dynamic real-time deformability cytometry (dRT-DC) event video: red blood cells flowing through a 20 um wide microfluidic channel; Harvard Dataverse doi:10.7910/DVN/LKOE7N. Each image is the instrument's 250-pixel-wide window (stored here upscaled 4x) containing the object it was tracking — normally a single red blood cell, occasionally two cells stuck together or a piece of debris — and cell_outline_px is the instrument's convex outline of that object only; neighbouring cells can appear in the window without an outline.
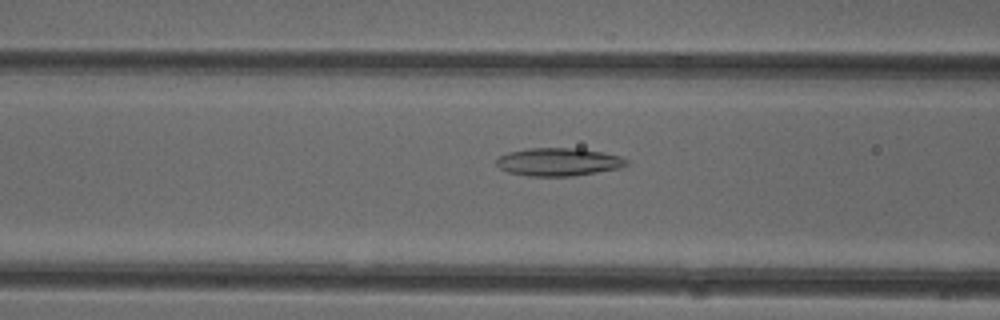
{"species": "common noctule bat (a hibernating species)", "species_latin": "Nyctalus noctula", "temperature_condition": "cold", "stored_images_in_passage": 48, "camera_frame_rate_fps": 3000, "um_per_image_px": 0.085, "animal": {"sex": "female"}, "frame": {"image": 1, "passage_image": 20, "time_ms": 6.333, "image_size_px": [1000, 320], "cell_outline_px": [[628, 164], [620, 168], [572, 176], [528, 176], [508, 172], [500, 168], [496, 164], [496, 160], [500, 156], [508, 152], [528, 148], [580, 148], [604, 152], [620, 156], [628, 160]], "centroid_in_image_um": [47.48, 13.75], "position_along_channel_um": 119.1, "area_um2": 21.27}}
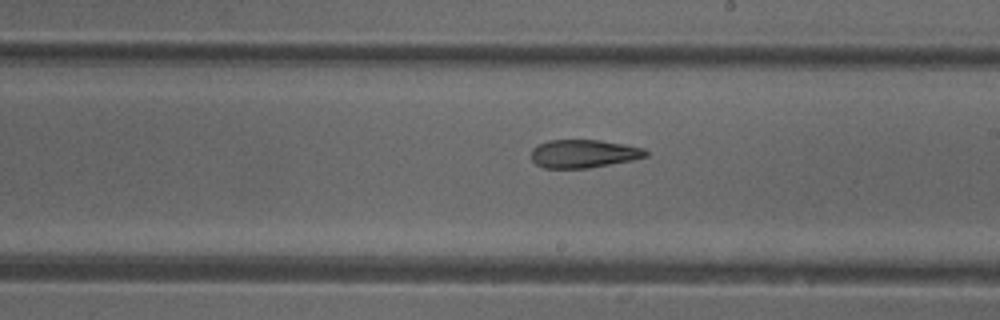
{"frame": {"image": 2, "passage_image": 29, "time_ms": 9.333, "image_size_px": [1000, 320], "cell_outline_px": [[648, 156], [632, 160], [588, 168], [544, 168], [536, 164], [532, 160], [532, 148], [548, 140], [600, 140], [624, 144], [644, 148], [648, 152]], "centroid_in_image_um": [49.62, 13.06], "position_along_channel_um": 239.4, "area_um2": 18.79}}
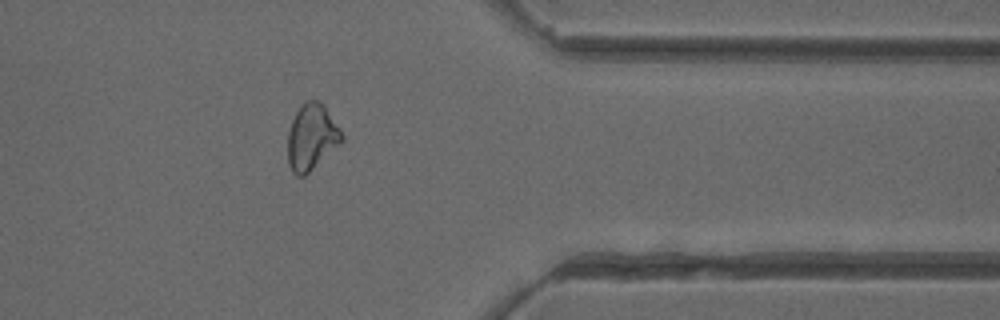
{"frame": {"image": 3, "passage_image": 41, "time_ms": 13.333, "image_size_px": [1000, 320], "cell_outline_px": [[344, 140], [304, 176], [296, 176], [292, 172], [288, 164], [288, 132], [292, 120], [296, 112], [304, 100], [320, 100], [324, 104], [340, 128], [344, 136]], "centroid_in_image_um": [26.49, 11.62], "position_along_channel_um": 384.9, "area_um2": 20.87}}